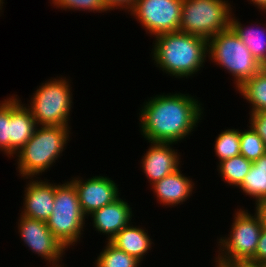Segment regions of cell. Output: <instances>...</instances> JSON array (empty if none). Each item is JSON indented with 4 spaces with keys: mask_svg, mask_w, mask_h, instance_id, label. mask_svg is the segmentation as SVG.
Instances as JSON below:
<instances>
[{
    "mask_svg": "<svg viewBox=\"0 0 266 267\" xmlns=\"http://www.w3.org/2000/svg\"><path fill=\"white\" fill-rule=\"evenodd\" d=\"M238 20L232 14L230 27L246 45L253 57L261 64L266 57V24H264L265 27L263 26V28H260L257 24L255 28L245 26Z\"/></svg>",
    "mask_w": 266,
    "mask_h": 267,
    "instance_id": "ac0fdd59",
    "label": "cell"
},
{
    "mask_svg": "<svg viewBox=\"0 0 266 267\" xmlns=\"http://www.w3.org/2000/svg\"><path fill=\"white\" fill-rule=\"evenodd\" d=\"M69 126H37L29 141L15 155L21 178H37L62 156L70 139Z\"/></svg>",
    "mask_w": 266,
    "mask_h": 267,
    "instance_id": "3957f363",
    "label": "cell"
},
{
    "mask_svg": "<svg viewBox=\"0 0 266 267\" xmlns=\"http://www.w3.org/2000/svg\"><path fill=\"white\" fill-rule=\"evenodd\" d=\"M4 0H0V13L2 12Z\"/></svg>",
    "mask_w": 266,
    "mask_h": 267,
    "instance_id": "e575fe53",
    "label": "cell"
},
{
    "mask_svg": "<svg viewBox=\"0 0 266 267\" xmlns=\"http://www.w3.org/2000/svg\"><path fill=\"white\" fill-rule=\"evenodd\" d=\"M259 267H266V263L258 265Z\"/></svg>",
    "mask_w": 266,
    "mask_h": 267,
    "instance_id": "8d00e7d4",
    "label": "cell"
},
{
    "mask_svg": "<svg viewBox=\"0 0 266 267\" xmlns=\"http://www.w3.org/2000/svg\"><path fill=\"white\" fill-rule=\"evenodd\" d=\"M215 267H235V263L226 264L223 262L218 261L216 258L214 259Z\"/></svg>",
    "mask_w": 266,
    "mask_h": 267,
    "instance_id": "1f68e13d",
    "label": "cell"
},
{
    "mask_svg": "<svg viewBox=\"0 0 266 267\" xmlns=\"http://www.w3.org/2000/svg\"><path fill=\"white\" fill-rule=\"evenodd\" d=\"M246 130H240V154L252 162L266 153L262 138L249 125Z\"/></svg>",
    "mask_w": 266,
    "mask_h": 267,
    "instance_id": "cb8c5ba5",
    "label": "cell"
},
{
    "mask_svg": "<svg viewBox=\"0 0 266 267\" xmlns=\"http://www.w3.org/2000/svg\"><path fill=\"white\" fill-rule=\"evenodd\" d=\"M231 6L227 0H183L179 32L209 40L230 28Z\"/></svg>",
    "mask_w": 266,
    "mask_h": 267,
    "instance_id": "ba28073f",
    "label": "cell"
},
{
    "mask_svg": "<svg viewBox=\"0 0 266 267\" xmlns=\"http://www.w3.org/2000/svg\"><path fill=\"white\" fill-rule=\"evenodd\" d=\"M25 179L29 180L24 190L23 208L20 215L46 222L53 212L55 183L48 182L47 178L45 180L39 177L33 178L34 180Z\"/></svg>",
    "mask_w": 266,
    "mask_h": 267,
    "instance_id": "4fadbf2b",
    "label": "cell"
},
{
    "mask_svg": "<svg viewBox=\"0 0 266 267\" xmlns=\"http://www.w3.org/2000/svg\"><path fill=\"white\" fill-rule=\"evenodd\" d=\"M92 219V226L99 234L108 235L107 241H110L118 232L131 223L132 207L122 198L94 211L89 215Z\"/></svg>",
    "mask_w": 266,
    "mask_h": 267,
    "instance_id": "5bb4252c",
    "label": "cell"
},
{
    "mask_svg": "<svg viewBox=\"0 0 266 267\" xmlns=\"http://www.w3.org/2000/svg\"><path fill=\"white\" fill-rule=\"evenodd\" d=\"M252 161L247 160L241 154L230 159L223 160L218 164V172L229 186L238 187L249 173Z\"/></svg>",
    "mask_w": 266,
    "mask_h": 267,
    "instance_id": "44dd1931",
    "label": "cell"
},
{
    "mask_svg": "<svg viewBox=\"0 0 266 267\" xmlns=\"http://www.w3.org/2000/svg\"><path fill=\"white\" fill-rule=\"evenodd\" d=\"M150 146L142 156V172L150 185L181 168V155L172 146L175 143L149 142Z\"/></svg>",
    "mask_w": 266,
    "mask_h": 267,
    "instance_id": "7c38bea8",
    "label": "cell"
},
{
    "mask_svg": "<svg viewBox=\"0 0 266 267\" xmlns=\"http://www.w3.org/2000/svg\"><path fill=\"white\" fill-rule=\"evenodd\" d=\"M208 59L233 76L236 90L261 70L260 63L231 27L208 40Z\"/></svg>",
    "mask_w": 266,
    "mask_h": 267,
    "instance_id": "277c9868",
    "label": "cell"
},
{
    "mask_svg": "<svg viewBox=\"0 0 266 267\" xmlns=\"http://www.w3.org/2000/svg\"><path fill=\"white\" fill-rule=\"evenodd\" d=\"M249 116L248 124L262 138L266 147V110L249 114Z\"/></svg>",
    "mask_w": 266,
    "mask_h": 267,
    "instance_id": "4316f807",
    "label": "cell"
},
{
    "mask_svg": "<svg viewBox=\"0 0 266 267\" xmlns=\"http://www.w3.org/2000/svg\"><path fill=\"white\" fill-rule=\"evenodd\" d=\"M264 226H266V197L255 203V210Z\"/></svg>",
    "mask_w": 266,
    "mask_h": 267,
    "instance_id": "f546056e",
    "label": "cell"
},
{
    "mask_svg": "<svg viewBox=\"0 0 266 267\" xmlns=\"http://www.w3.org/2000/svg\"><path fill=\"white\" fill-rule=\"evenodd\" d=\"M251 105L249 114L266 110V73L259 71L237 89Z\"/></svg>",
    "mask_w": 266,
    "mask_h": 267,
    "instance_id": "ffe728a7",
    "label": "cell"
},
{
    "mask_svg": "<svg viewBox=\"0 0 266 267\" xmlns=\"http://www.w3.org/2000/svg\"><path fill=\"white\" fill-rule=\"evenodd\" d=\"M65 265L64 264H59V265H49L48 267H64Z\"/></svg>",
    "mask_w": 266,
    "mask_h": 267,
    "instance_id": "d590c367",
    "label": "cell"
},
{
    "mask_svg": "<svg viewBox=\"0 0 266 267\" xmlns=\"http://www.w3.org/2000/svg\"><path fill=\"white\" fill-rule=\"evenodd\" d=\"M132 223H129L118 232L110 242L118 249L125 251L130 256L142 262L145 254L147 255L149 253L148 250H151L153 242L146 228L143 229L141 226H134Z\"/></svg>",
    "mask_w": 266,
    "mask_h": 267,
    "instance_id": "e0dca14e",
    "label": "cell"
},
{
    "mask_svg": "<svg viewBox=\"0 0 266 267\" xmlns=\"http://www.w3.org/2000/svg\"><path fill=\"white\" fill-rule=\"evenodd\" d=\"M202 105L194 96L180 92L150 97L140 108V132L147 142L178 144L202 122Z\"/></svg>",
    "mask_w": 266,
    "mask_h": 267,
    "instance_id": "6da1fadb",
    "label": "cell"
},
{
    "mask_svg": "<svg viewBox=\"0 0 266 267\" xmlns=\"http://www.w3.org/2000/svg\"><path fill=\"white\" fill-rule=\"evenodd\" d=\"M241 192L255 199V203L266 197V153L254 161L249 173L238 186Z\"/></svg>",
    "mask_w": 266,
    "mask_h": 267,
    "instance_id": "d6986e66",
    "label": "cell"
},
{
    "mask_svg": "<svg viewBox=\"0 0 266 267\" xmlns=\"http://www.w3.org/2000/svg\"><path fill=\"white\" fill-rule=\"evenodd\" d=\"M73 178V179H72ZM70 180L78 193L81 209L85 216L114 202L121 195L119 185L106 176H92L84 180L82 177H71Z\"/></svg>",
    "mask_w": 266,
    "mask_h": 267,
    "instance_id": "8fae6325",
    "label": "cell"
},
{
    "mask_svg": "<svg viewBox=\"0 0 266 267\" xmlns=\"http://www.w3.org/2000/svg\"><path fill=\"white\" fill-rule=\"evenodd\" d=\"M86 218L74 184L71 181L55 183L53 212L46 224L66 249L80 242L81 235L85 234Z\"/></svg>",
    "mask_w": 266,
    "mask_h": 267,
    "instance_id": "52a82bcc",
    "label": "cell"
},
{
    "mask_svg": "<svg viewBox=\"0 0 266 267\" xmlns=\"http://www.w3.org/2000/svg\"><path fill=\"white\" fill-rule=\"evenodd\" d=\"M106 244L95 259L94 267H139L141 262L125 251L118 249L110 241Z\"/></svg>",
    "mask_w": 266,
    "mask_h": 267,
    "instance_id": "7402d4cb",
    "label": "cell"
},
{
    "mask_svg": "<svg viewBox=\"0 0 266 267\" xmlns=\"http://www.w3.org/2000/svg\"><path fill=\"white\" fill-rule=\"evenodd\" d=\"M17 96H11L10 157H14L29 141L37 127L30 110Z\"/></svg>",
    "mask_w": 266,
    "mask_h": 267,
    "instance_id": "2e32d148",
    "label": "cell"
},
{
    "mask_svg": "<svg viewBox=\"0 0 266 267\" xmlns=\"http://www.w3.org/2000/svg\"><path fill=\"white\" fill-rule=\"evenodd\" d=\"M150 186L158 200L157 202L167 207L184 204L183 202L192 196L195 188L192 178L182 174L180 168Z\"/></svg>",
    "mask_w": 266,
    "mask_h": 267,
    "instance_id": "9a60e30c",
    "label": "cell"
},
{
    "mask_svg": "<svg viewBox=\"0 0 266 267\" xmlns=\"http://www.w3.org/2000/svg\"><path fill=\"white\" fill-rule=\"evenodd\" d=\"M55 8L65 11H89L93 13H107V8L102 0H49Z\"/></svg>",
    "mask_w": 266,
    "mask_h": 267,
    "instance_id": "d4e9b609",
    "label": "cell"
},
{
    "mask_svg": "<svg viewBox=\"0 0 266 267\" xmlns=\"http://www.w3.org/2000/svg\"><path fill=\"white\" fill-rule=\"evenodd\" d=\"M236 210L229 234L218 239L219 247L215 251L218 255L214 258L226 264L255 265V252L263 224L256 212L253 215L247 209Z\"/></svg>",
    "mask_w": 266,
    "mask_h": 267,
    "instance_id": "5b68a950",
    "label": "cell"
},
{
    "mask_svg": "<svg viewBox=\"0 0 266 267\" xmlns=\"http://www.w3.org/2000/svg\"><path fill=\"white\" fill-rule=\"evenodd\" d=\"M152 60L164 73L178 79L195 76L208 57V40L184 32L156 35Z\"/></svg>",
    "mask_w": 266,
    "mask_h": 267,
    "instance_id": "7a4b0ae2",
    "label": "cell"
},
{
    "mask_svg": "<svg viewBox=\"0 0 266 267\" xmlns=\"http://www.w3.org/2000/svg\"><path fill=\"white\" fill-rule=\"evenodd\" d=\"M235 267H259L250 263H235Z\"/></svg>",
    "mask_w": 266,
    "mask_h": 267,
    "instance_id": "d6a6232c",
    "label": "cell"
},
{
    "mask_svg": "<svg viewBox=\"0 0 266 267\" xmlns=\"http://www.w3.org/2000/svg\"><path fill=\"white\" fill-rule=\"evenodd\" d=\"M182 2L183 0H137L128 14H131L151 37L178 32Z\"/></svg>",
    "mask_w": 266,
    "mask_h": 267,
    "instance_id": "9c48e42d",
    "label": "cell"
},
{
    "mask_svg": "<svg viewBox=\"0 0 266 267\" xmlns=\"http://www.w3.org/2000/svg\"><path fill=\"white\" fill-rule=\"evenodd\" d=\"M260 68H261V71L266 73V57L264 58V60L260 64Z\"/></svg>",
    "mask_w": 266,
    "mask_h": 267,
    "instance_id": "836d02e7",
    "label": "cell"
},
{
    "mask_svg": "<svg viewBox=\"0 0 266 267\" xmlns=\"http://www.w3.org/2000/svg\"><path fill=\"white\" fill-rule=\"evenodd\" d=\"M214 152L219 163L240 155V130L225 129L215 139Z\"/></svg>",
    "mask_w": 266,
    "mask_h": 267,
    "instance_id": "603a6c76",
    "label": "cell"
},
{
    "mask_svg": "<svg viewBox=\"0 0 266 267\" xmlns=\"http://www.w3.org/2000/svg\"><path fill=\"white\" fill-rule=\"evenodd\" d=\"M251 4L257 7L262 12L266 13V0H248Z\"/></svg>",
    "mask_w": 266,
    "mask_h": 267,
    "instance_id": "4dcf8cb0",
    "label": "cell"
},
{
    "mask_svg": "<svg viewBox=\"0 0 266 267\" xmlns=\"http://www.w3.org/2000/svg\"><path fill=\"white\" fill-rule=\"evenodd\" d=\"M266 263V226L263 225L255 252V265Z\"/></svg>",
    "mask_w": 266,
    "mask_h": 267,
    "instance_id": "83f0119b",
    "label": "cell"
},
{
    "mask_svg": "<svg viewBox=\"0 0 266 267\" xmlns=\"http://www.w3.org/2000/svg\"><path fill=\"white\" fill-rule=\"evenodd\" d=\"M11 97L0 101V151L10 158Z\"/></svg>",
    "mask_w": 266,
    "mask_h": 267,
    "instance_id": "484cf974",
    "label": "cell"
},
{
    "mask_svg": "<svg viewBox=\"0 0 266 267\" xmlns=\"http://www.w3.org/2000/svg\"><path fill=\"white\" fill-rule=\"evenodd\" d=\"M108 10L112 11L113 9H120L128 11V13L134 8L137 0H102Z\"/></svg>",
    "mask_w": 266,
    "mask_h": 267,
    "instance_id": "f1b7e54d",
    "label": "cell"
},
{
    "mask_svg": "<svg viewBox=\"0 0 266 267\" xmlns=\"http://www.w3.org/2000/svg\"><path fill=\"white\" fill-rule=\"evenodd\" d=\"M17 224L18 234L28 250L48 261V265L62 264L67 249L51 233L45 221L20 215Z\"/></svg>",
    "mask_w": 266,
    "mask_h": 267,
    "instance_id": "30bf717a",
    "label": "cell"
},
{
    "mask_svg": "<svg viewBox=\"0 0 266 267\" xmlns=\"http://www.w3.org/2000/svg\"><path fill=\"white\" fill-rule=\"evenodd\" d=\"M62 77L50 78L42 83L34 91L29 104L25 105L37 126H70L72 87L69 79Z\"/></svg>",
    "mask_w": 266,
    "mask_h": 267,
    "instance_id": "8992f818",
    "label": "cell"
}]
</instances>
